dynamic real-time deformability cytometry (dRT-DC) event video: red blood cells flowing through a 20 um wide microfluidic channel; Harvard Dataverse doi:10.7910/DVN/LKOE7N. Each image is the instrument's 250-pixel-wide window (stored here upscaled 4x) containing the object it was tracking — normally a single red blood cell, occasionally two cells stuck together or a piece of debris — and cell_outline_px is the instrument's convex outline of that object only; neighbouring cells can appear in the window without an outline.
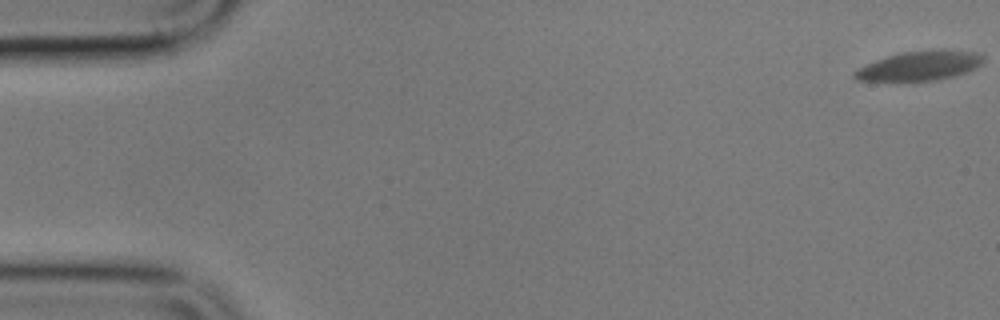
{"species": "common noctule bat (a hibernating species)", "species_latin": "Nyctalus noctula", "temperature_condition": "cold", "stored_images_in_passage": 4, "camera_frame_rate_fps": 3000, "um_per_image_px": 0.085, "animal": {"sex": "male", "body_mass_g": 17.9}, "frame": {"image": 1, "passage_image": 1, "time_ms": 0.0, "image_size_px": [1000, 320], "cell_outline_px": [[984, 60], [980, 64], [956, 76], [936, 80], [856, 80], [852, 76], [852, 72], [876, 60], [888, 56], [904, 52], [944, 48], [976, 52], [984, 56]], "centroid_in_image_um": [78.21, 5.57], "position_along_channel_um": 6.8, "area_um2": 21.85}}